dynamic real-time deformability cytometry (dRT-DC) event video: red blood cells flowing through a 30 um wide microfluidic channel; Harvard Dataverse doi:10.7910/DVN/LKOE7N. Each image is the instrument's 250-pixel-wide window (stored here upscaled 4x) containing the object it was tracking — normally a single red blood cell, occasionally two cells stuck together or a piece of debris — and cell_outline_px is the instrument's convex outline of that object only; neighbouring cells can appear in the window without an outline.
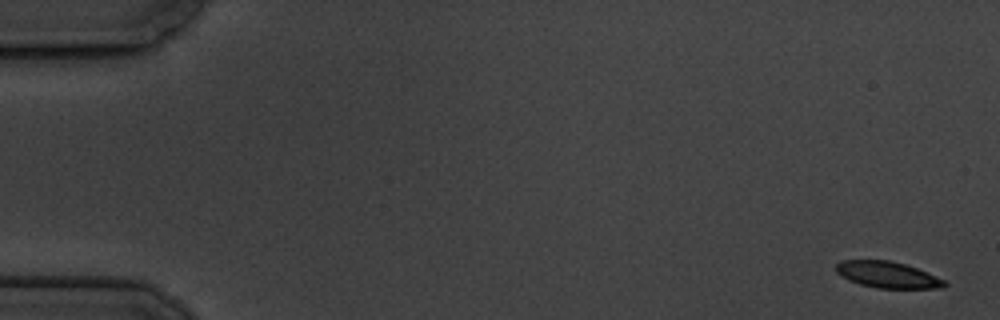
{"species": "common noctule bat (a hibernating species)", "species_latin": "Nyctalus noctula", "temperature_condition": "cold", "stored_images_in_passage": 10, "camera_frame_rate_fps": 3000, "um_per_image_px": 0.085, "animal": {"sex": "male", "body_mass_g": 19.5, "forearm_length_mm": 54.6}, "frame": {"image": 1, "passage_image": 1, "time_ms": 0.0, "image_size_px": [1000, 320], "cell_outline_px": [[948, 284], [944, 288], [876, 288], [860, 284], [848, 280], [840, 276], [836, 272], [836, 264], [844, 260], [888, 260], [904, 264], [916, 268], [944, 280]], "centroid_in_image_um": [75.41, 23.36], "position_along_channel_um": 9.6, "area_um2": 16.53}}
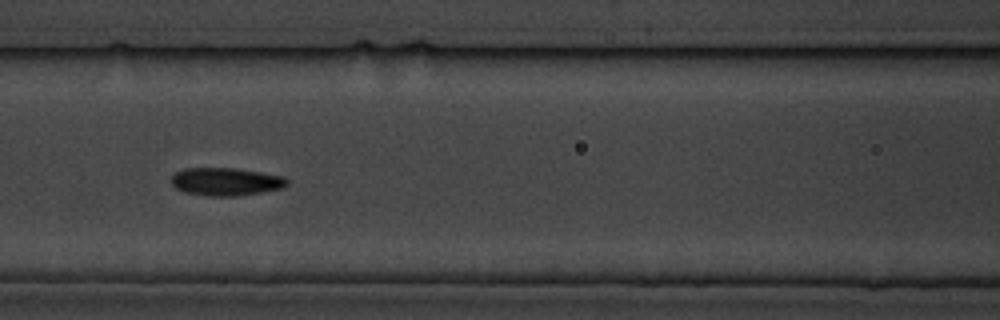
{"frame": {"image": 2, "passage_image": 7, "time_ms": 8.0, "image_size_px": [1000, 320], "cell_outline_px": [[288, 184], [284, 188], [236, 196], [208, 196], [184, 192], [176, 188], [168, 180], [176, 172], [184, 168], [236, 168], [284, 176], [288, 180]], "centroid_in_image_um": [19.18, 15.44], "position_along_channel_um": 147.4, "area_um2": 18.96}}
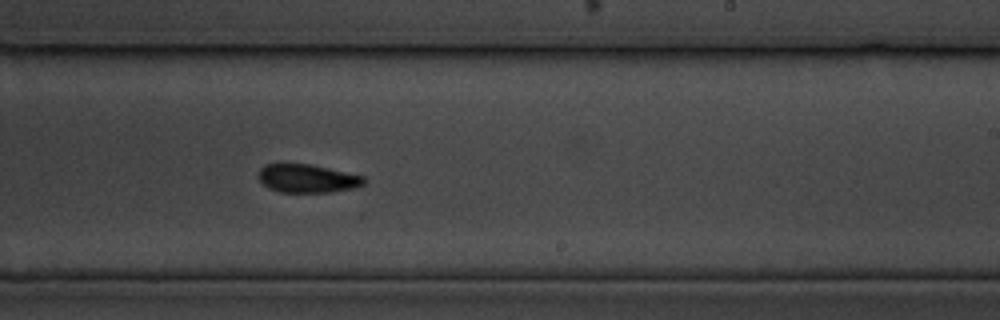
{"frame": {"image": 3, "passage_image": 10, "time_ms": 11.333, "image_size_px": [1000, 320], "cell_outline_px": [[364, 184], [352, 188], [332, 192], [280, 192], [268, 188], [256, 176], [260, 168], [264, 164], [312, 164], [364, 176]], "centroid_in_image_um": [26.09, 15.16], "position_along_channel_um": 262.9, "area_um2": 17.46}}